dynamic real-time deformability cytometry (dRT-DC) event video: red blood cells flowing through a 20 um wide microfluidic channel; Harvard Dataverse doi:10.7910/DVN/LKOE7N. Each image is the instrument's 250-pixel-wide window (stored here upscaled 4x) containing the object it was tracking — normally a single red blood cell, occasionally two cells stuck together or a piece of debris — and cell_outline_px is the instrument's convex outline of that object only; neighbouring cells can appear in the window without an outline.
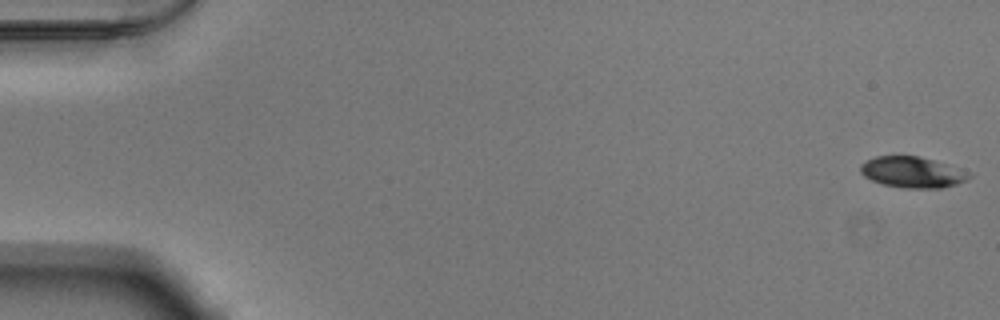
{"species": "Egyptian fruit bat (a non-hibernating species)", "species_latin": "Rousettus aegyptiacus", "temperature_condition": "warm", "stored_images_in_passage": 14, "camera_frame_rate_fps": 3000, "um_per_image_px": 0.085, "animal": {"sex": "male"}, "frame": {"image": 1, "passage_image": 1, "time_ms": 0.0, "image_size_px": [1000, 320], "cell_outline_px": [[972, 176], [968, 180], [944, 188], [904, 188], [884, 184], [872, 180], [864, 176], [860, 172], [860, 164], [876, 156], [920, 156], [972, 172]], "centroid_in_image_um": [77.59, 14.64], "position_along_channel_um": 7.4, "area_um2": 19.65}}
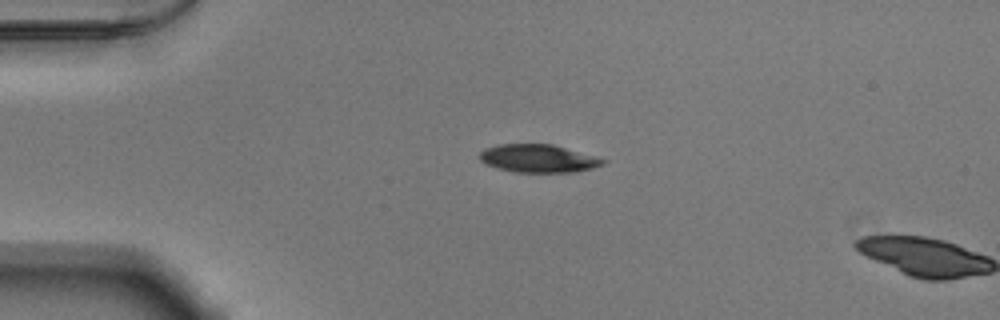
{"frame": {"image": 2, "passage_image": 13, "time_ms": 4.0, "image_size_px": [1000, 320], "cell_outline_px": [[608, 160], [604, 164], [592, 168], [576, 172], [516, 172], [496, 168], [480, 160], [480, 152], [484, 148], [500, 144], [552, 144]], "centroid_in_image_um": [45.75, 13.47], "position_along_channel_um": 39.2, "area_um2": 20.0}}